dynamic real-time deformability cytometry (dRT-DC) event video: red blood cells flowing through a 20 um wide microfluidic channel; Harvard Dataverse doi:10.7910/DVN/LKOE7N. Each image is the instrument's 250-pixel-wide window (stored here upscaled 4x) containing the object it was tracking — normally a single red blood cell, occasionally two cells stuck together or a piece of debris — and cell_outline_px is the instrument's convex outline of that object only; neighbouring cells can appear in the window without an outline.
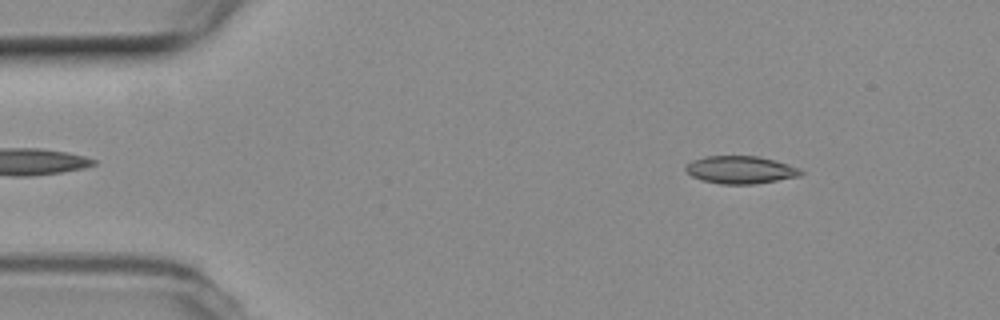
{"species": "common noctule bat (a hibernating species)", "species_latin": "Nyctalus noctula", "temperature_condition": "room temperature", "stored_images_in_passage": 16, "camera_frame_rate_fps": 3000, "um_per_image_px": 0.085, "animal": {"sex": "female", "body_mass_g": 19.3, "forearm_length_mm": 54.1}, "frame": {"image": 1, "passage_image": 6, "time_ms": 1.667, "image_size_px": [1000, 320], "cell_outline_px": [[804, 172], [800, 176], [756, 184], [720, 184], [700, 180], [692, 176], [684, 168], [692, 160], [704, 156], [756, 156], [788, 164], [800, 168]], "centroid_in_image_um": [62.94, 14.44], "position_along_channel_um": 22.1, "area_um2": 18.55}}
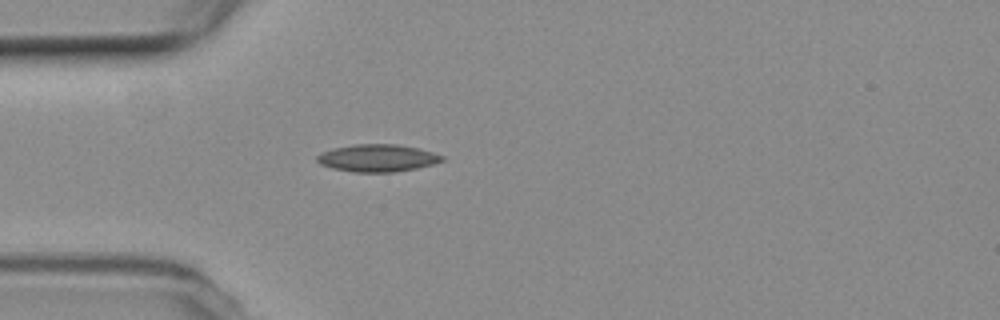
{"frame": {"image": 2, "passage_image": 14, "time_ms": 4.333, "image_size_px": [1000, 320], "cell_outline_px": [[444, 160], [432, 164], [416, 168], [396, 172], [352, 172], [332, 168], [320, 164], [316, 160], [316, 156], [320, 152], [332, 148], [356, 144], [396, 144], [420, 148], [444, 156]], "centroid_in_image_um": [32.06, 13.43], "position_along_channel_um": 52.9, "area_um2": 20.06}}